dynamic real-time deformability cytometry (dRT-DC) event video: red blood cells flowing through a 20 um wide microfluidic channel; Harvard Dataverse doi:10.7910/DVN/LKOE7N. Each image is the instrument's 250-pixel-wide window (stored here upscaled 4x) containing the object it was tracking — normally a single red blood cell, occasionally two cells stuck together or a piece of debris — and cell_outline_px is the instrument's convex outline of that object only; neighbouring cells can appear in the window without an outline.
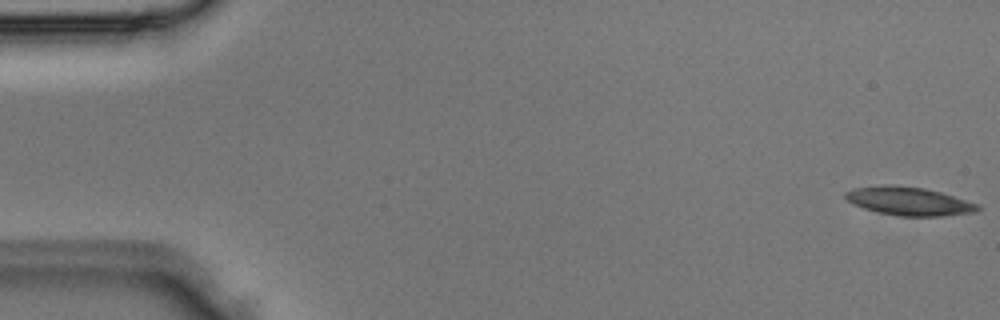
{"species": "Egyptian fruit bat (a non-hibernating species)", "species_latin": "Rousettus aegyptiacus", "temperature_condition": "room temperature", "stored_images_in_passage": 4, "camera_frame_rate_fps": 3000, "um_per_image_px": 0.085, "animal": {"sex": "male"}, "frame": {"image": 1, "passage_image": 1, "time_ms": 0.0, "image_size_px": [1000, 320], "cell_outline_px": [[980, 208], [976, 212], [940, 216], [896, 216], [864, 208], [852, 204], [844, 196], [844, 192], [852, 188], [880, 184], [896, 184], [924, 188], [940, 192], [980, 204]], "centroid_in_image_um": [77.23, 17.08], "position_along_channel_um": 7.8, "area_um2": 22.14}}
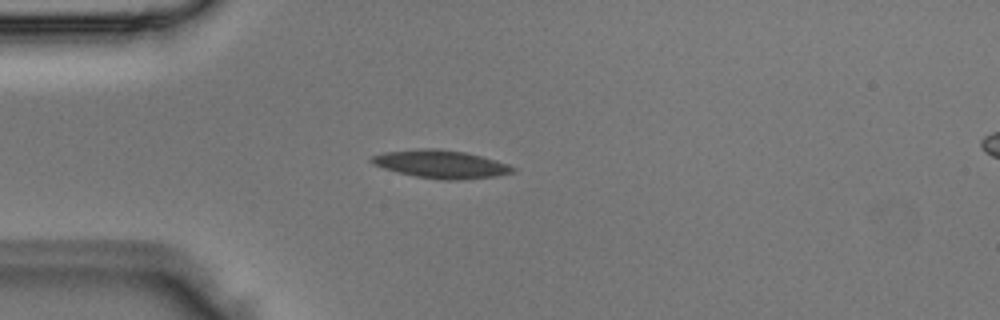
{"frame": {"image": 2, "passage_image": 4, "time_ms": 1.0, "image_size_px": [1000, 320], "cell_outline_px": [[516, 168], [512, 172], [496, 176], [456, 180], [440, 180], [416, 176], [396, 172], [372, 164], [368, 160], [372, 156], [384, 152], [420, 148], [436, 148], [464, 152], [496, 160], [508, 164]], "centroid_in_image_um": [37.43, 13.95], "position_along_channel_um": 47.6, "area_um2": 23.0}}